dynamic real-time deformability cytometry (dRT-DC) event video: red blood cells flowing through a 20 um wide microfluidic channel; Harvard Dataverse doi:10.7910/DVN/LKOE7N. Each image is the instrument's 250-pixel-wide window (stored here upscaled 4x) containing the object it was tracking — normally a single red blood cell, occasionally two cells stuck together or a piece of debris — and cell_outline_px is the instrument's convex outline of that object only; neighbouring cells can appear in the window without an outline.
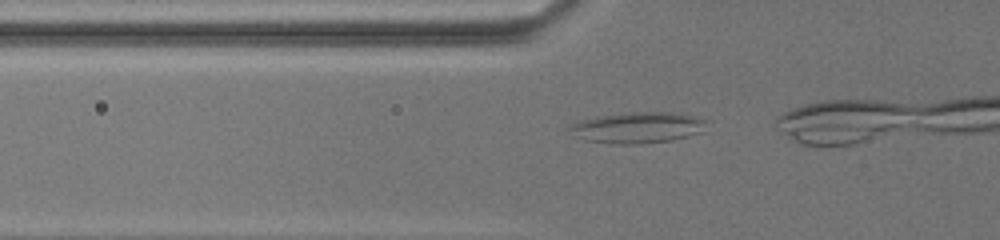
{"species": "common noctule bat (a hibernating species)", "species_latin": "Nyctalus noctula", "temperature_condition": "warm", "stored_images_in_passage": 18, "camera_frame_rate_fps": 3000, "um_per_image_px": 0.085, "animal": {"sex": "female", "body_mass_g": 19.5, "forearm_length_mm": 54.1}, "frame": {"image": 1, "passage_image": 5, "time_ms": 1.333, "image_size_px": [1000, 240], "cell_outline_px": [[712, 120], [700, 132], [688, 136], [672, 140], [640, 144], [616, 144], [584, 140], [568, 128], [568, 124], [580, 120], [596, 116], [628, 112], [672, 112]], "centroid_in_image_um": [54.23, 10.83], "position_along_channel_um": 71.6, "area_um2": 24.91}}
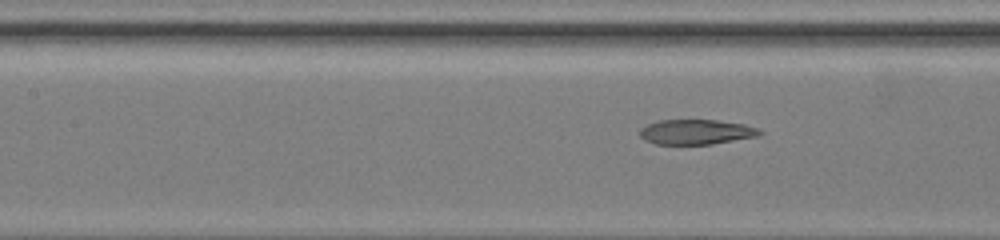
{"frame": {"image": 2, "passage_image": 15, "time_ms": 4.0, "image_size_px": [1000, 240], "cell_outline_px": [[764, 132], [760, 136], [712, 144], [656, 144], [644, 140], [640, 136], [640, 128], [648, 124], [660, 120], [716, 120], [744, 124], [756, 128]], "centroid_in_image_um": [59.19, 11.22], "position_along_channel_um": 148.2, "area_um2": 17.46}}